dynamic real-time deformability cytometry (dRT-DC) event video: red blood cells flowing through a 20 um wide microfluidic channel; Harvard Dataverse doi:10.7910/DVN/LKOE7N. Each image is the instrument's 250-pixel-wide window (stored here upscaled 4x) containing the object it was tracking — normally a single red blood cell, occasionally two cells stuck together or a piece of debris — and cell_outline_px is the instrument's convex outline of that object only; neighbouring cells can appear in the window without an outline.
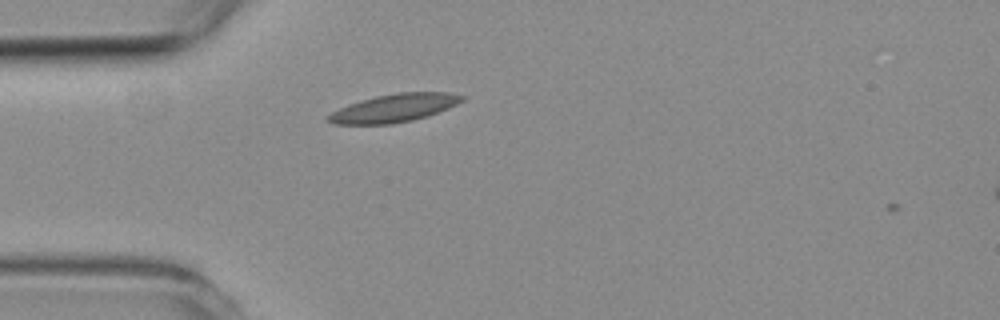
{"species": "common noctule bat (a hibernating species)", "species_latin": "Nyctalus noctula", "temperature_condition": "room temperature", "stored_images_in_passage": 2, "camera_frame_rate_fps": 3000, "um_per_image_px": 0.085, "animal": {"sex": "female", "body_mass_g": 19.3, "forearm_length_mm": 54.1}, "frame": {"image": 1, "passage_image": 1, "time_ms": 0.0, "image_size_px": [1000, 320], "cell_outline_px": [[464, 100], [448, 108], [412, 120], [392, 124], [336, 124], [328, 120], [328, 116], [332, 112], [340, 108], [360, 100], [376, 96], [400, 92], [448, 92], [464, 96]], "centroid_in_image_um": [33.51, 9.17], "position_along_channel_um": 51.5, "area_um2": 21.44}}